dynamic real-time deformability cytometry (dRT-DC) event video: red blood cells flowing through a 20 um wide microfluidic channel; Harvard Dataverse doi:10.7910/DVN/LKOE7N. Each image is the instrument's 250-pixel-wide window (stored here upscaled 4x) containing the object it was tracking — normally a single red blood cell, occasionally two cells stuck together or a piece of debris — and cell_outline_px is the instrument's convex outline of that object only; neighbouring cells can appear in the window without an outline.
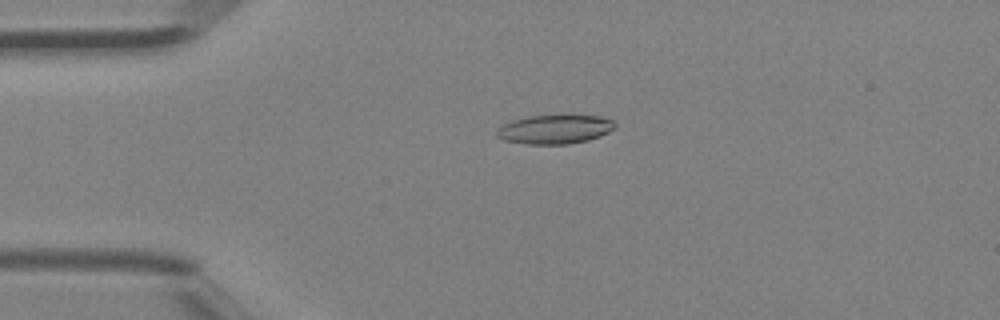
{"species": "Egyptian fruit bat (a non-hibernating species)", "species_latin": "Rousettus aegyptiacus", "temperature_condition": "room temperature", "stored_images_in_passage": 6, "camera_frame_rate_fps": 3000, "um_per_image_px": 0.085, "animal": {"sex": "female"}, "frame": {"image": 1, "passage_image": 4, "time_ms": 1.0, "image_size_px": [1000, 320], "cell_outline_px": [[616, 128], [600, 136], [588, 140], [568, 144], [524, 144], [504, 140], [496, 136], [496, 128], [512, 120], [528, 116], [600, 116], [612, 120], [616, 124]], "centroid_in_image_um": [47.14, 11.0], "position_along_channel_um": 37.9, "area_um2": 19.94}}
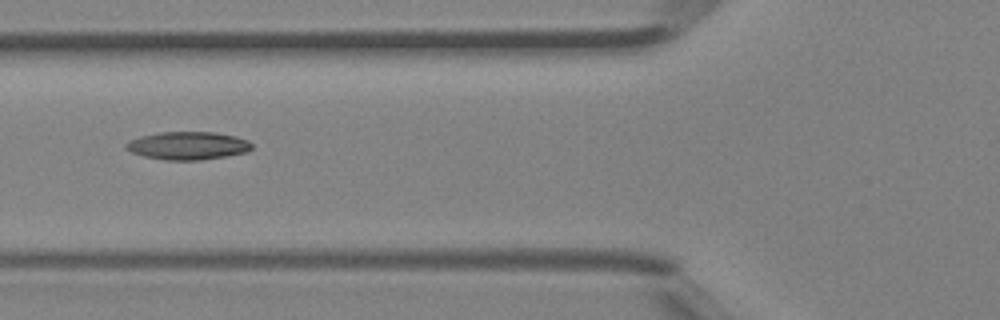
{"frame": {"image": 2, "passage_image": 6, "time_ms": 1.667, "image_size_px": [1000, 320], "cell_outline_px": [[252, 148], [244, 152], [228, 156], [200, 160], [164, 160], [144, 156], [132, 152], [124, 148], [124, 144], [128, 140], [140, 136], [160, 132], [216, 132], [236, 136], [248, 140], [252, 144]], "centroid_in_image_um": [15.94, 12.37], "position_along_channel_um": 109.9, "area_um2": 20.63}}